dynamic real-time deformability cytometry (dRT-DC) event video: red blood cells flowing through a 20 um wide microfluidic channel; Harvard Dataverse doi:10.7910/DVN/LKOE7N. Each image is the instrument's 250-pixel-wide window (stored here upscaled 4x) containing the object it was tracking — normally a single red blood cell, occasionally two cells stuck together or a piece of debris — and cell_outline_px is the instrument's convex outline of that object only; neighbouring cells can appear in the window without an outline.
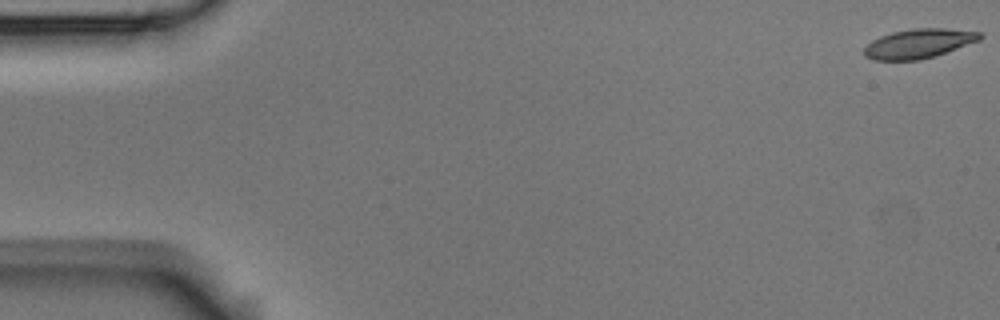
{"species": "Egyptian fruit bat (a non-hibernating species)", "species_latin": "Rousettus aegyptiacus", "temperature_condition": "room temperature", "stored_images_in_passage": 5, "camera_frame_rate_fps": 3000, "um_per_image_px": 0.085, "animal": {"sex": "male"}, "frame": {"image": 1, "passage_image": 1, "time_ms": 0.0, "image_size_px": [1000, 320], "cell_outline_px": [[984, 36], [980, 40], [936, 56], [920, 60], [872, 60], [864, 56], [864, 48], [872, 40], [880, 36], [892, 32], [912, 28], [944, 28], [980, 32]], "centroid_in_image_um": [78.09, 3.7], "position_along_channel_um": 6.9, "area_um2": 19.94}}
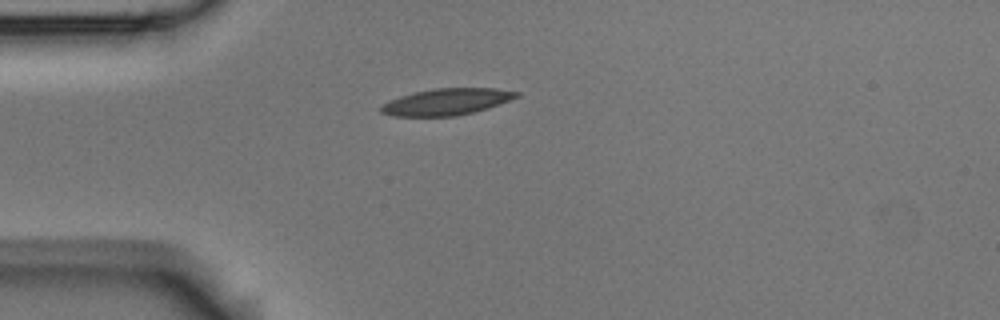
{"frame": {"image": 2, "passage_image": 5, "time_ms": 1.333, "image_size_px": [1000, 320], "cell_outline_px": [[520, 96], [488, 108], [456, 116], [392, 116], [380, 112], [380, 108], [388, 100], [400, 96], [416, 92], [436, 88], [496, 88], [520, 92]], "centroid_in_image_um": [37.97, 8.65], "position_along_channel_um": 47.0, "area_um2": 20.87}}